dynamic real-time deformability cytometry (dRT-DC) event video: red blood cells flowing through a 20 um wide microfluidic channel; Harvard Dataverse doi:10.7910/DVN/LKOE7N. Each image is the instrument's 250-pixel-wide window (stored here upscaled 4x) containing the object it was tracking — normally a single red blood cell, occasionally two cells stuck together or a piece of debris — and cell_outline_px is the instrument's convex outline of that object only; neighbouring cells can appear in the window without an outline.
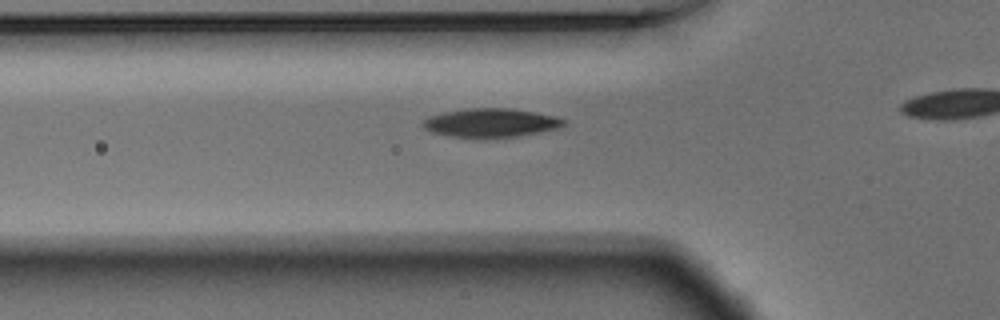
{"species": "Egyptian fruit bat (a non-hibernating species)", "species_latin": "Rousettus aegyptiacus", "temperature_condition": "warm", "stored_images_in_passage": 19, "camera_frame_rate_fps": 3000, "um_per_image_px": 0.085, "animal": {"sex": "male"}, "frame": {"image": 1, "passage_image": 14, "time_ms": 4.333, "image_size_px": [1000, 320], "cell_outline_px": [[564, 124], [556, 128], [516, 136], [452, 136], [432, 132], [424, 128], [424, 120], [428, 116], [444, 112], [468, 108], [508, 108], [536, 112], [556, 116], [564, 120]], "centroid_in_image_um": [41.7, 10.4], "position_along_channel_um": 84.1, "area_um2": 22.77}}